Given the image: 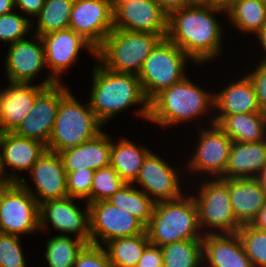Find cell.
I'll use <instances>...</instances> for the list:
<instances>
[{
  "label": "cell",
  "mask_w": 266,
  "mask_h": 267,
  "mask_svg": "<svg viewBox=\"0 0 266 267\" xmlns=\"http://www.w3.org/2000/svg\"><path fill=\"white\" fill-rule=\"evenodd\" d=\"M213 12L222 11L195 2L168 14L166 38L198 64L220 54L222 28Z\"/></svg>",
  "instance_id": "obj_1"
},
{
  "label": "cell",
  "mask_w": 266,
  "mask_h": 267,
  "mask_svg": "<svg viewBox=\"0 0 266 267\" xmlns=\"http://www.w3.org/2000/svg\"><path fill=\"white\" fill-rule=\"evenodd\" d=\"M99 64L92 72L93 87L89 102L97 119L104 125L117 112L142 103L138 114L148 120L150 101L144 94L138 75L118 73Z\"/></svg>",
  "instance_id": "obj_2"
},
{
  "label": "cell",
  "mask_w": 266,
  "mask_h": 267,
  "mask_svg": "<svg viewBox=\"0 0 266 267\" xmlns=\"http://www.w3.org/2000/svg\"><path fill=\"white\" fill-rule=\"evenodd\" d=\"M146 232L150 244L160 247L182 240H202L193 196L155 203Z\"/></svg>",
  "instance_id": "obj_3"
},
{
  "label": "cell",
  "mask_w": 266,
  "mask_h": 267,
  "mask_svg": "<svg viewBox=\"0 0 266 267\" xmlns=\"http://www.w3.org/2000/svg\"><path fill=\"white\" fill-rule=\"evenodd\" d=\"M209 105L214 106V95L194 85L185 76L150 101L148 120L168 127L178 122L197 119L207 112Z\"/></svg>",
  "instance_id": "obj_4"
},
{
  "label": "cell",
  "mask_w": 266,
  "mask_h": 267,
  "mask_svg": "<svg viewBox=\"0 0 266 267\" xmlns=\"http://www.w3.org/2000/svg\"><path fill=\"white\" fill-rule=\"evenodd\" d=\"M163 38L166 35L113 29L96 50V58L106 69L138 75Z\"/></svg>",
  "instance_id": "obj_5"
},
{
  "label": "cell",
  "mask_w": 266,
  "mask_h": 267,
  "mask_svg": "<svg viewBox=\"0 0 266 267\" xmlns=\"http://www.w3.org/2000/svg\"><path fill=\"white\" fill-rule=\"evenodd\" d=\"M104 126L90 108L81 105L79 101L68 92L58 106L52 135L46 150L59 153L74 148L95 138L102 132Z\"/></svg>",
  "instance_id": "obj_6"
},
{
  "label": "cell",
  "mask_w": 266,
  "mask_h": 267,
  "mask_svg": "<svg viewBox=\"0 0 266 267\" xmlns=\"http://www.w3.org/2000/svg\"><path fill=\"white\" fill-rule=\"evenodd\" d=\"M191 58L172 41L163 38L145 59L138 78L146 98L151 101L162 90L184 77V67Z\"/></svg>",
  "instance_id": "obj_7"
},
{
  "label": "cell",
  "mask_w": 266,
  "mask_h": 267,
  "mask_svg": "<svg viewBox=\"0 0 266 267\" xmlns=\"http://www.w3.org/2000/svg\"><path fill=\"white\" fill-rule=\"evenodd\" d=\"M39 229V204L19 182L0 186V232L20 236Z\"/></svg>",
  "instance_id": "obj_8"
},
{
  "label": "cell",
  "mask_w": 266,
  "mask_h": 267,
  "mask_svg": "<svg viewBox=\"0 0 266 267\" xmlns=\"http://www.w3.org/2000/svg\"><path fill=\"white\" fill-rule=\"evenodd\" d=\"M200 188L199 196L193 197L200 229L206 225L213 229L220 228L221 233H237L242 225L236 220L230 203L229 179L216 178L204 182Z\"/></svg>",
  "instance_id": "obj_9"
},
{
  "label": "cell",
  "mask_w": 266,
  "mask_h": 267,
  "mask_svg": "<svg viewBox=\"0 0 266 267\" xmlns=\"http://www.w3.org/2000/svg\"><path fill=\"white\" fill-rule=\"evenodd\" d=\"M89 206L90 243L101 245L116 238L139 235L146 232V226L124 209L113 206L106 200Z\"/></svg>",
  "instance_id": "obj_10"
},
{
  "label": "cell",
  "mask_w": 266,
  "mask_h": 267,
  "mask_svg": "<svg viewBox=\"0 0 266 267\" xmlns=\"http://www.w3.org/2000/svg\"><path fill=\"white\" fill-rule=\"evenodd\" d=\"M69 92L60 82L47 86L35 99L30 113L13 131L47 146L53 132L60 100Z\"/></svg>",
  "instance_id": "obj_11"
},
{
  "label": "cell",
  "mask_w": 266,
  "mask_h": 267,
  "mask_svg": "<svg viewBox=\"0 0 266 267\" xmlns=\"http://www.w3.org/2000/svg\"><path fill=\"white\" fill-rule=\"evenodd\" d=\"M69 28L97 50L114 29V13L109 0H75Z\"/></svg>",
  "instance_id": "obj_12"
},
{
  "label": "cell",
  "mask_w": 266,
  "mask_h": 267,
  "mask_svg": "<svg viewBox=\"0 0 266 267\" xmlns=\"http://www.w3.org/2000/svg\"><path fill=\"white\" fill-rule=\"evenodd\" d=\"M41 39L46 65L51 67V73L42 83L46 87L60 82L57 76L76 61L79 50L87 49L96 58L95 48L71 28L48 33L41 36Z\"/></svg>",
  "instance_id": "obj_13"
},
{
  "label": "cell",
  "mask_w": 266,
  "mask_h": 267,
  "mask_svg": "<svg viewBox=\"0 0 266 267\" xmlns=\"http://www.w3.org/2000/svg\"><path fill=\"white\" fill-rule=\"evenodd\" d=\"M30 172L33 177L32 181H34L36 187L35 192L37 194H34L30 187L25 184L24 177L21 178L19 183L28 189V191L36 198L38 204L48 200L68 197L66 182L67 174L59 153L45 150L37 159V162L32 166Z\"/></svg>",
  "instance_id": "obj_14"
},
{
  "label": "cell",
  "mask_w": 266,
  "mask_h": 267,
  "mask_svg": "<svg viewBox=\"0 0 266 267\" xmlns=\"http://www.w3.org/2000/svg\"><path fill=\"white\" fill-rule=\"evenodd\" d=\"M74 198L48 200L39 204V230L50 221L61 232L74 233L76 238L90 244L89 206L82 212L73 202Z\"/></svg>",
  "instance_id": "obj_15"
},
{
  "label": "cell",
  "mask_w": 266,
  "mask_h": 267,
  "mask_svg": "<svg viewBox=\"0 0 266 267\" xmlns=\"http://www.w3.org/2000/svg\"><path fill=\"white\" fill-rule=\"evenodd\" d=\"M167 21L155 0H131L114 12V29L167 35Z\"/></svg>",
  "instance_id": "obj_16"
},
{
  "label": "cell",
  "mask_w": 266,
  "mask_h": 267,
  "mask_svg": "<svg viewBox=\"0 0 266 267\" xmlns=\"http://www.w3.org/2000/svg\"><path fill=\"white\" fill-rule=\"evenodd\" d=\"M211 127L200 130L198 147L189 162V169L221 178L225 173L233 141L216 124Z\"/></svg>",
  "instance_id": "obj_17"
},
{
  "label": "cell",
  "mask_w": 266,
  "mask_h": 267,
  "mask_svg": "<svg viewBox=\"0 0 266 267\" xmlns=\"http://www.w3.org/2000/svg\"><path fill=\"white\" fill-rule=\"evenodd\" d=\"M179 178L174 168L150 152L133 184L138 182L142 185L145 189L143 192L155 203L173 201L183 196Z\"/></svg>",
  "instance_id": "obj_18"
},
{
  "label": "cell",
  "mask_w": 266,
  "mask_h": 267,
  "mask_svg": "<svg viewBox=\"0 0 266 267\" xmlns=\"http://www.w3.org/2000/svg\"><path fill=\"white\" fill-rule=\"evenodd\" d=\"M33 38L35 41L24 38L10 44L5 66L10 83L30 84L46 67L43 41L37 34Z\"/></svg>",
  "instance_id": "obj_19"
},
{
  "label": "cell",
  "mask_w": 266,
  "mask_h": 267,
  "mask_svg": "<svg viewBox=\"0 0 266 267\" xmlns=\"http://www.w3.org/2000/svg\"><path fill=\"white\" fill-rule=\"evenodd\" d=\"M202 246L203 260L208 261V267H254L237 233L207 232Z\"/></svg>",
  "instance_id": "obj_20"
},
{
  "label": "cell",
  "mask_w": 266,
  "mask_h": 267,
  "mask_svg": "<svg viewBox=\"0 0 266 267\" xmlns=\"http://www.w3.org/2000/svg\"><path fill=\"white\" fill-rule=\"evenodd\" d=\"M45 88L42 83L36 86L10 83L8 88L0 91V125L3 132H13L18 127Z\"/></svg>",
  "instance_id": "obj_21"
},
{
  "label": "cell",
  "mask_w": 266,
  "mask_h": 267,
  "mask_svg": "<svg viewBox=\"0 0 266 267\" xmlns=\"http://www.w3.org/2000/svg\"><path fill=\"white\" fill-rule=\"evenodd\" d=\"M112 142L105 133L79 146L59 152L66 174L77 170H98L110 165Z\"/></svg>",
  "instance_id": "obj_22"
},
{
  "label": "cell",
  "mask_w": 266,
  "mask_h": 267,
  "mask_svg": "<svg viewBox=\"0 0 266 267\" xmlns=\"http://www.w3.org/2000/svg\"><path fill=\"white\" fill-rule=\"evenodd\" d=\"M229 195L241 225L251 224L266 203V191L256 178L229 179Z\"/></svg>",
  "instance_id": "obj_23"
},
{
  "label": "cell",
  "mask_w": 266,
  "mask_h": 267,
  "mask_svg": "<svg viewBox=\"0 0 266 267\" xmlns=\"http://www.w3.org/2000/svg\"><path fill=\"white\" fill-rule=\"evenodd\" d=\"M265 166L266 140L250 143L233 141L225 173L221 178H256Z\"/></svg>",
  "instance_id": "obj_24"
},
{
  "label": "cell",
  "mask_w": 266,
  "mask_h": 267,
  "mask_svg": "<svg viewBox=\"0 0 266 267\" xmlns=\"http://www.w3.org/2000/svg\"><path fill=\"white\" fill-rule=\"evenodd\" d=\"M0 167L2 173L6 166L17 170H28L37 162V159L46 150L41 142L19 136L14 132H3L0 136Z\"/></svg>",
  "instance_id": "obj_25"
},
{
  "label": "cell",
  "mask_w": 266,
  "mask_h": 267,
  "mask_svg": "<svg viewBox=\"0 0 266 267\" xmlns=\"http://www.w3.org/2000/svg\"><path fill=\"white\" fill-rule=\"evenodd\" d=\"M232 141L259 142L266 139V113H238L233 115H217L211 120Z\"/></svg>",
  "instance_id": "obj_26"
},
{
  "label": "cell",
  "mask_w": 266,
  "mask_h": 267,
  "mask_svg": "<svg viewBox=\"0 0 266 267\" xmlns=\"http://www.w3.org/2000/svg\"><path fill=\"white\" fill-rule=\"evenodd\" d=\"M214 108L220 110L219 115L265 113L259 108L255 87L248 75L214 94Z\"/></svg>",
  "instance_id": "obj_27"
},
{
  "label": "cell",
  "mask_w": 266,
  "mask_h": 267,
  "mask_svg": "<svg viewBox=\"0 0 266 267\" xmlns=\"http://www.w3.org/2000/svg\"><path fill=\"white\" fill-rule=\"evenodd\" d=\"M149 153V149L139 148L127 139L117 144L112 142L110 165L122 180L133 183Z\"/></svg>",
  "instance_id": "obj_28"
},
{
  "label": "cell",
  "mask_w": 266,
  "mask_h": 267,
  "mask_svg": "<svg viewBox=\"0 0 266 267\" xmlns=\"http://www.w3.org/2000/svg\"><path fill=\"white\" fill-rule=\"evenodd\" d=\"M107 244V254L113 267H136L143 251L150 244L147 232L113 239Z\"/></svg>",
  "instance_id": "obj_29"
},
{
  "label": "cell",
  "mask_w": 266,
  "mask_h": 267,
  "mask_svg": "<svg viewBox=\"0 0 266 267\" xmlns=\"http://www.w3.org/2000/svg\"><path fill=\"white\" fill-rule=\"evenodd\" d=\"M133 186V183H126L106 201L113 206L126 210L147 226L152 217L155 202L142 190H137Z\"/></svg>",
  "instance_id": "obj_30"
},
{
  "label": "cell",
  "mask_w": 266,
  "mask_h": 267,
  "mask_svg": "<svg viewBox=\"0 0 266 267\" xmlns=\"http://www.w3.org/2000/svg\"><path fill=\"white\" fill-rule=\"evenodd\" d=\"M231 23L239 30L257 33L266 24V2L262 0H236L227 12Z\"/></svg>",
  "instance_id": "obj_31"
},
{
  "label": "cell",
  "mask_w": 266,
  "mask_h": 267,
  "mask_svg": "<svg viewBox=\"0 0 266 267\" xmlns=\"http://www.w3.org/2000/svg\"><path fill=\"white\" fill-rule=\"evenodd\" d=\"M75 0H45L37 15L35 34L40 37L51 32L69 28L70 15Z\"/></svg>",
  "instance_id": "obj_32"
},
{
  "label": "cell",
  "mask_w": 266,
  "mask_h": 267,
  "mask_svg": "<svg viewBox=\"0 0 266 267\" xmlns=\"http://www.w3.org/2000/svg\"><path fill=\"white\" fill-rule=\"evenodd\" d=\"M163 267H199L203 263L202 240H182L161 246Z\"/></svg>",
  "instance_id": "obj_33"
},
{
  "label": "cell",
  "mask_w": 266,
  "mask_h": 267,
  "mask_svg": "<svg viewBox=\"0 0 266 267\" xmlns=\"http://www.w3.org/2000/svg\"><path fill=\"white\" fill-rule=\"evenodd\" d=\"M46 245L45 257L49 267H73L86 243L62 234L51 238Z\"/></svg>",
  "instance_id": "obj_34"
},
{
  "label": "cell",
  "mask_w": 266,
  "mask_h": 267,
  "mask_svg": "<svg viewBox=\"0 0 266 267\" xmlns=\"http://www.w3.org/2000/svg\"><path fill=\"white\" fill-rule=\"evenodd\" d=\"M237 234L253 266L266 267V232L251 224H244L239 228Z\"/></svg>",
  "instance_id": "obj_35"
},
{
  "label": "cell",
  "mask_w": 266,
  "mask_h": 267,
  "mask_svg": "<svg viewBox=\"0 0 266 267\" xmlns=\"http://www.w3.org/2000/svg\"><path fill=\"white\" fill-rule=\"evenodd\" d=\"M125 184L126 182L111 165L95 170L92 179L91 203L107 200Z\"/></svg>",
  "instance_id": "obj_36"
},
{
  "label": "cell",
  "mask_w": 266,
  "mask_h": 267,
  "mask_svg": "<svg viewBox=\"0 0 266 267\" xmlns=\"http://www.w3.org/2000/svg\"><path fill=\"white\" fill-rule=\"evenodd\" d=\"M31 22L26 17L10 12L0 16V39L10 44L24 39L31 28Z\"/></svg>",
  "instance_id": "obj_37"
},
{
  "label": "cell",
  "mask_w": 266,
  "mask_h": 267,
  "mask_svg": "<svg viewBox=\"0 0 266 267\" xmlns=\"http://www.w3.org/2000/svg\"><path fill=\"white\" fill-rule=\"evenodd\" d=\"M18 235L0 232V267H26Z\"/></svg>",
  "instance_id": "obj_38"
},
{
  "label": "cell",
  "mask_w": 266,
  "mask_h": 267,
  "mask_svg": "<svg viewBox=\"0 0 266 267\" xmlns=\"http://www.w3.org/2000/svg\"><path fill=\"white\" fill-rule=\"evenodd\" d=\"M94 173V170L85 168V170H77L67 174L68 196L83 201L86 199V204H91V189Z\"/></svg>",
  "instance_id": "obj_39"
},
{
  "label": "cell",
  "mask_w": 266,
  "mask_h": 267,
  "mask_svg": "<svg viewBox=\"0 0 266 267\" xmlns=\"http://www.w3.org/2000/svg\"><path fill=\"white\" fill-rule=\"evenodd\" d=\"M73 267H113L102 245L86 244L79 252Z\"/></svg>",
  "instance_id": "obj_40"
},
{
  "label": "cell",
  "mask_w": 266,
  "mask_h": 267,
  "mask_svg": "<svg viewBox=\"0 0 266 267\" xmlns=\"http://www.w3.org/2000/svg\"><path fill=\"white\" fill-rule=\"evenodd\" d=\"M247 75L255 87L259 108L266 113V59L263 58L257 69Z\"/></svg>",
  "instance_id": "obj_41"
},
{
  "label": "cell",
  "mask_w": 266,
  "mask_h": 267,
  "mask_svg": "<svg viewBox=\"0 0 266 267\" xmlns=\"http://www.w3.org/2000/svg\"><path fill=\"white\" fill-rule=\"evenodd\" d=\"M136 267H163L161 247L149 244L143 251Z\"/></svg>",
  "instance_id": "obj_42"
},
{
  "label": "cell",
  "mask_w": 266,
  "mask_h": 267,
  "mask_svg": "<svg viewBox=\"0 0 266 267\" xmlns=\"http://www.w3.org/2000/svg\"><path fill=\"white\" fill-rule=\"evenodd\" d=\"M44 2L45 0H14L15 7H20L21 11L32 16L38 15Z\"/></svg>",
  "instance_id": "obj_43"
},
{
  "label": "cell",
  "mask_w": 266,
  "mask_h": 267,
  "mask_svg": "<svg viewBox=\"0 0 266 267\" xmlns=\"http://www.w3.org/2000/svg\"><path fill=\"white\" fill-rule=\"evenodd\" d=\"M159 6L167 13L183 8L195 3L194 0H155Z\"/></svg>",
  "instance_id": "obj_44"
},
{
  "label": "cell",
  "mask_w": 266,
  "mask_h": 267,
  "mask_svg": "<svg viewBox=\"0 0 266 267\" xmlns=\"http://www.w3.org/2000/svg\"><path fill=\"white\" fill-rule=\"evenodd\" d=\"M235 1L236 0H201L200 3L213 9L224 10L226 13L232 8Z\"/></svg>",
  "instance_id": "obj_45"
},
{
  "label": "cell",
  "mask_w": 266,
  "mask_h": 267,
  "mask_svg": "<svg viewBox=\"0 0 266 267\" xmlns=\"http://www.w3.org/2000/svg\"><path fill=\"white\" fill-rule=\"evenodd\" d=\"M251 225L261 231L266 232V203L264 207L260 210L256 218L252 221Z\"/></svg>",
  "instance_id": "obj_46"
},
{
  "label": "cell",
  "mask_w": 266,
  "mask_h": 267,
  "mask_svg": "<svg viewBox=\"0 0 266 267\" xmlns=\"http://www.w3.org/2000/svg\"><path fill=\"white\" fill-rule=\"evenodd\" d=\"M14 7V0H0V16L14 11Z\"/></svg>",
  "instance_id": "obj_47"
},
{
  "label": "cell",
  "mask_w": 266,
  "mask_h": 267,
  "mask_svg": "<svg viewBox=\"0 0 266 267\" xmlns=\"http://www.w3.org/2000/svg\"><path fill=\"white\" fill-rule=\"evenodd\" d=\"M20 180H21L20 176H17L15 174L9 176L8 174H6L4 176L0 167V186L5 185L8 182H19Z\"/></svg>",
  "instance_id": "obj_48"
},
{
  "label": "cell",
  "mask_w": 266,
  "mask_h": 267,
  "mask_svg": "<svg viewBox=\"0 0 266 267\" xmlns=\"http://www.w3.org/2000/svg\"><path fill=\"white\" fill-rule=\"evenodd\" d=\"M258 34V39L261 42L260 45L264 48V51L266 52V24L261 28V30L257 33ZM264 59H266V55L264 56Z\"/></svg>",
  "instance_id": "obj_49"
},
{
  "label": "cell",
  "mask_w": 266,
  "mask_h": 267,
  "mask_svg": "<svg viewBox=\"0 0 266 267\" xmlns=\"http://www.w3.org/2000/svg\"><path fill=\"white\" fill-rule=\"evenodd\" d=\"M262 188L266 191V166L256 177Z\"/></svg>",
  "instance_id": "obj_50"
},
{
  "label": "cell",
  "mask_w": 266,
  "mask_h": 267,
  "mask_svg": "<svg viewBox=\"0 0 266 267\" xmlns=\"http://www.w3.org/2000/svg\"><path fill=\"white\" fill-rule=\"evenodd\" d=\"M131 0H109L113 13L121 6L129 3Z\"/></svg>",
  "instance_id": "obj_51"
},
{
  "label": "cell",
  "mask_w": 266,
  "mask_h": 267,
  "mask_svg": "<svg viewBox=\"0 0 266 267\" xmlns=\"http://www.w3.org/2000/svg\"><path fill=\"white\" fill-rule=\"evenodd\" d=\"M3 134V131H2V128H1V125H0V136Z\"/></svg>",
  "instance_id": "obj_52"
}]
</instances>
